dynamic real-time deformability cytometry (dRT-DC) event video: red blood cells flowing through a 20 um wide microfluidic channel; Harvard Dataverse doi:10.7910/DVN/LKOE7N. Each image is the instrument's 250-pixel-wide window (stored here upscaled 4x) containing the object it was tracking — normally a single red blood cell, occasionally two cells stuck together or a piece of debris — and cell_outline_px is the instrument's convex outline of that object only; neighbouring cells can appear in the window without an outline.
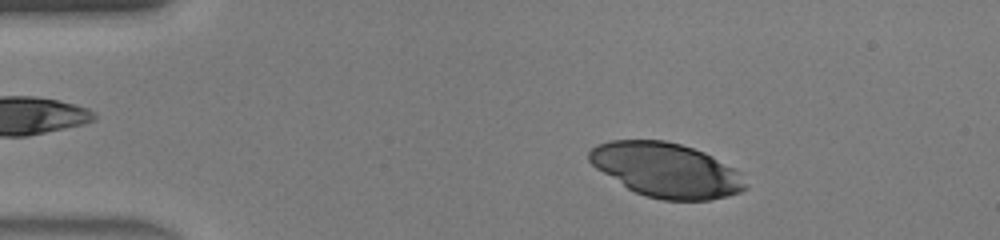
{"species": "human", "species_latin": "Homo sapiens", "temperature_condition": "warm", "stored_images_in_passage": 45, "camera_frame_rate_fps": 3000, "um_per_image_px": 0.085, "donor": {"sex": "male"}, "frame": {"image": 1, "passage_image": 7, "time_ms": 2.0, "image_size_px": [1000, 240], "cell_outline_px": [[748, 188], [740, 192], [728, 196], [708, 200], [664, 200], [644, 196], [628, 188], [596, 168], [588, 160], [588, 152], [596, 144], [608, 140], [664, 140], [680, 144], [704, 152], [712, 156], [740, 172], [748, 184]], "centroid_in_image_um": [56.64, 14.45], "position_along_channel_um": 28.4, "area_um2": 49.48}}